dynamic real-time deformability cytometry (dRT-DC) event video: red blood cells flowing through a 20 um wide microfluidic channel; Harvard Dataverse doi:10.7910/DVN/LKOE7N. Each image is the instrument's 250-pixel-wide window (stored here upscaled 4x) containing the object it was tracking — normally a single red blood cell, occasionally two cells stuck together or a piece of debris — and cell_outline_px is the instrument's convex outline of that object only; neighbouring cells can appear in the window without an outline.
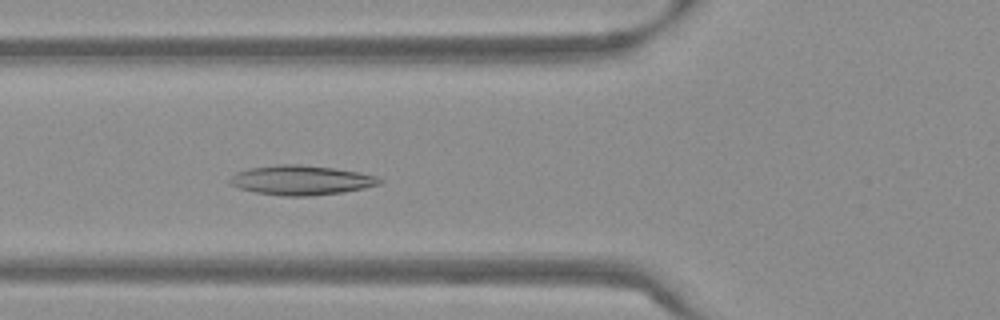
{"species": "Egyptian fruit bat (a non-hibernating species)", "species_latin": "Rousettus aegyptiacus", "temperature_condition": "warm", "stored_images_in_passage": 39, "camera_frame_rate_fps": 3000, "um_per_image_px": 0.085, "frame": {"image": 1, "passage_image": 5, "time_ms": 1.333, "image_size_px": [1000, 320], "cell_outline_px": [[384, 180], [380, 184], [364, 188], [344, 192], [308, 196], [284, 196], [256, 192], [240, 188], [232, 184], [228, 180], [236, 172], [248, 168], [280, 164], [300, 164], [332, 168], [360, 172], [376, 176]], "centroid_in_image_um": [25.62, 15.31], "position_along_channel_um": 100.2, "area_um2": 25.72}}
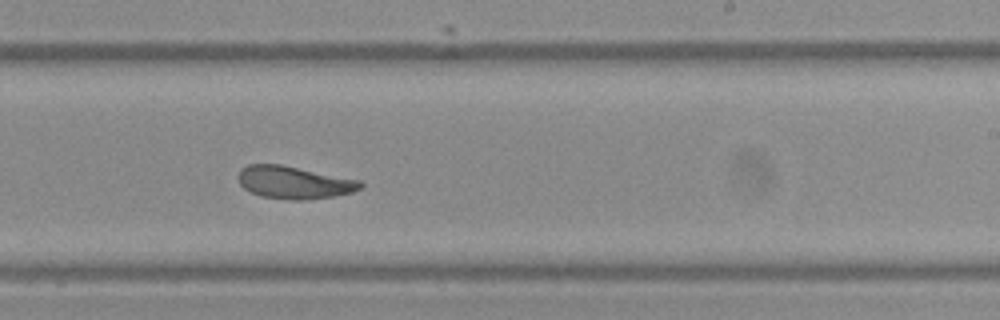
{"frame": {"image": 2, "passage_image": 18, "time_ms": 5.667, "image_size_px": [1000, 320], "cell_outline_px": [[364, 184], [360, 188], [352, 192], [332, 196], [304, 200], [288, 200], [260, 196], [244, 188], [240, 184], [236, 176], [240, 168], [248, 164], [280, 164], [360, 180]], "centroid_in_image_um": [24.94, 15.5], "position_along_channel_um": 264.1, "area_um2": 23.24}}
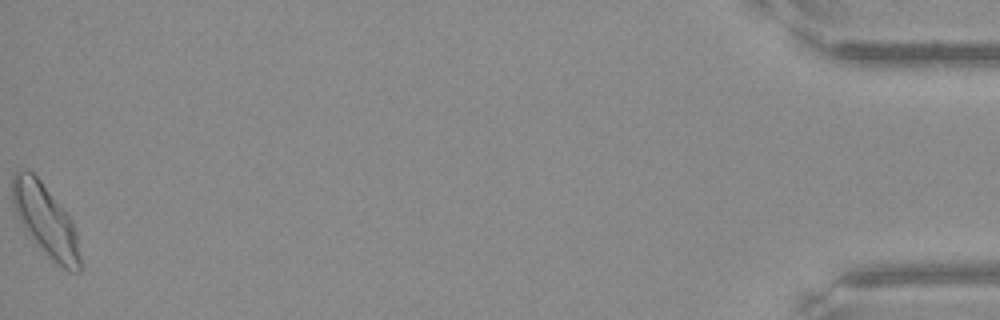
{"frame": {"image": 3, "passage_image": 39, "time_ms": 12.667, "image_size_px": [1000, 320], "cell_outline_px": [[80, 272], [68, 272], [52, 260], [48, 256], [24, 228], [12, 204], [12, 176], [16, 172], [32, 172], [40, 180], [72, 220], [76, 232], [80, 256]], "centroid_in_image_um": [3.89, 18.76], "position_along_channel_um": 431.3, "area_um2": 27.57}, "authors_computed_cell_mechanics": {"area_um2": 23.7558, "velocity_mm_per_s": 3.7735, "shape_relaxation_time_tau1_ms": null, "shape_relaxation_time_tau2_ms": 1.8665, "deformation_change_tau1": null, "deformation_change_tau2": 0.073}}